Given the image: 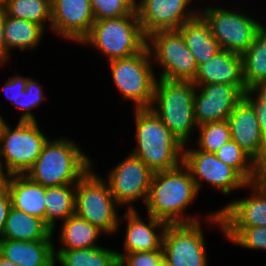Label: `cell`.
Returning a JSON list of instances; mask_svg holds the SVG:
<instances>
[{"instance_id": "9c48e42d", "label": "cell", "mask_w": 266, "mask_h": 266, "mask_svg": "<svg viewBox=\"0 0 266 266\" xmlns=\"http://www.w3.org/2000/svg\"><path fill=\"white\" fill-rule=\"evenodd\" d=\"M148 47L129 57L109 61L113 83L134 109L150 108L157 76Z\"/></svg>"}, {"instance_id": "484cf974", "label": "cell", "mask_w": 266, "mask_h": 266, "mask_svg": "<svg viewBox=\"0 0 266 266\" xmlns=\"http://www.w3.org/2000/svg\"><path fill=\"white\" fill-rule=\"evenodd\" d=\"M76 184L45 187V223L55 232L57 221L64 222L75 213Z\"/></svg>"}, {"instance_id": "f1b7e54d", "label": "cell", "mask_w": 266, "mask_h": 266, "mask_svg": "<svg viewBox=\"0 0 266 266\" xmlns=\"http://www.w3.org/2000/svg\"><path fill=\"white\" fill-rule=\"evenodd\" d=\"M55 265L60 266H113L118 261L117 251L104 247L86 249H54Z\"/></svg>"}, {"instance_id": "4fadbf2b", "label": "cell", "mask_w": 266, "mask_h": 266, "mask_svg": "<svg viewBox=\"0 0 266 266\" xmlns=\"http://www.w3.org/2000/svg\"><path fill=\"white\" fill-rule=\"evenodd\" d=\"M106 182L120 206L135 210L133 202L140 199L146 204L154 172L140 159L129 153L107 173Z\"/></svg>"}, {"instance_id": "ac0fdd59", "label": "cell", "mask_w": 266, "mask_h": 266, "mask_svg": "<svg viewBox=\"0 0 266 266\" xmlns=\"http://www.w3.org/2000/svg\"><path fill=\"white\" fill-rule=\"evenodd\" d=\"M249 197L238 198L217 210L223 227L266 226V175L259 181L248 183Z\"/></svg>"}, {"instance_id": "7c38bea8", "label": "cell", "mask_w": 266, "mask_h": 266, "mask_svg": "<svg viewBox=\"0 0 266 266\" xmlns=\"http://www.w3.org/2000/svg\"><path fill=\"white\" fill-rule=\"evenodd\" d=\"M202 222L168 224L162 250L168 266H207Z\"/></svg>"}, {"instance_id": "6da1fadb", "label": "cell", "mask_w": 266, "mask_h": 266, "mask_svg": "<svg viewBox=\"0 0 266 266\" xmlns=\"http://www.w3.org/2000/svg\"><path fill=\"white\" fill-rule=\"evenodd\" d=\"M198 192L190 171L183 163L171 170L154 172L145 204L147 215L167 224L201 221L198 215L184 213Z\"/></svg>"}, {"instance_id": "ab89813d", "label": "cell", "mask_w": 266, "mask_h": 266, "mask_svg": "<svg viewBox=\"0 0 266 266\" xmlns=\"http://www.w3.org/2000/svg\"><path fill=\"white\" fill-rule=\"evenodd\" d=\"M0 266H19L0 255Z\"/></svg>"}, {"instance_id": "d6a6232c", "label": "cell", "mask_w": 266, "mask_h": 266, "mask_svg": "<svg viewBox=\"0 0 266 266\" xmlns=\"http://www.w3.org/2000/svg\"><path fill=\"white\" fill-rule=\"evenodd\" d=\"M198 150L215 153L222 145L231 140L230 127L227 120L207 123L198 126Z\"/></svg>"}, {"instance_id": "83f0119b", "label": "cell", "mask_w": 266, "mask_h": 266, "mask_svg": "<svg viewBox=\"0 0 266 266\" xmlns=\"http://www.w3.org/2000/svg\"><path fill=\"white\" fill-rule=\"evenodd\" d=\"M45 29L35 22L13 18L5 13L4 37L7 51L14 48L33 50L38 47L44 36Z\"/></svg>"}, {"instance_id": "ee69618b", "label": "cell", "mask_w": 266, "mask_h": 266, "mask_svg": "<svg viewBox=\"0 0 266 266\" xmlns=\"http://www.w3.org/2000/svg\"><path fill=\"white\" fill-rule=\"evenodd\" d=\"M159 266H168V265H167V263L163 260V261L159 264Z\"/></svg>"}, {"instance_id": "1f68e13d", "label": "cell", "mask_w": 266, "mask_h": 266, "mask_svg": "<svg viewBox=\"0 0 266 266\" xmlns=\"http://www.w3.org/2000/svg\"><path fill=\"white\" fill-rule=\"evenodd\" d=\"M4 10L13 18L35 22L44 29L49 24L51 28V0H7Z\"/></svg>"}, {"instance_id": "44dd1931", "label": "cell", "mask_w": 266, "mask_h": 266, "mask_svg": "<svg viewBox=\"0 0 266 266\" xmlns=\"http://www.w3.org/2000/svg\"><path fill=\"white\" fill-rule=\"evenodd\" d=\"M0 181L7 187L13 208L45 222V186L32 181L25 174L8 175Z\"/></svg>"}, {"instance_id": "f35d334b", "label": "cell", "mask_w": 266, "mask_h": 266, "mask_svg": "<svg viewBox=\"0 0 266 266\" xmlns=\"http://www.w3.org/2000/svg\"><path fill=\"white\" fill-rule=\"evenodd\" d=\"M4 24H5V10L0 9V68L2 65H4L7 61H9L8 58H10V54L7 51L5 37H4Z\"/></svg>"}, {"instance_id": "8fae6325", "label": "cell", "mask_w": 266, "mask_h": 266, "mask_svg": "<svg viewBox=\"0 0 266 266\" xmlns=\"http://www.w3.org/2000/svg\"><path fill=\"white\" fill-rule=\"evenodd\" d=\"M199 14L209 24L211 33L221 49L240 55L249 48L255 34L263 26L249 15L223 7H205Z\"/></svg>"}, {"instance_id": "8992f818", "label": "cell", "mask_w": 266, "mask_h": 266, "mask_svg": "<svg viewBox=\"0 0 266 266\" xmlns=\"http://www.w3.org/2000/svg\"><path fill=\"white\" fill-rule=\"evenodd\" d=\"M227 121L231 140L266 171V94L244 96Z\"/></svg>"}, {"instance_id": "2e32d148", "label": "cell", "mask_w": 266, "mask_h": 266, "mask_svg": "<svg viewBox=\"0 0 266 266\" xmlns=\"http://www.w3.org/2000/svg\"><path fill=\"white\" fill-rule=\"evenodd\" d=\"M195 85L194 115L198 126L227 120L234 107L246 96L235 85L222 83Z\"/></svg>"}, {"instance_id": "30bf717a", "label": "cell", "mask_w": 266, "mask_h": 266, "mask_svg": "<svg viewBox=\"0 0 266 266\" xmlns=\"http://www.w3.org/2000/svg\"><path fill=\"white\" fill-rule=\"evenodd\" d=\"M147 47L154 66L163 69L159 78L189 81L195 78L198 65L179 30L151 33L147 36Z\"/></svg>"}, {"instance_id": "7a4b0ae2", "label": "cell", "mask_w": 266, "mask_h": 266, "mask_svg": "<svg viewBox=\"0 0 266 266\" xmlns=\"http://www.w3.org/2000/svg\"><path fill=\"white\" fill-rule=\"evenodd\" d=\"M93 163L92 158L85 155L76 142L60 136L47 140L25 175L45 187L76 184Z\"/></svg>"}, {"instance_id": "e0dca14e", "label": "cell", "mask_w": 266, "mask_h": 266, "mask_svg": "<svg viewBox=\"0 0 266 266\" xmlns=\"http://www.w3.org/2000/svg\"><path fill=\"white\" fill-rule=\"evenodd\" d=\"M94 22L90 0H51L52 34L80 43Z\"/></svg>"}, {"instance_id": "5bb4252c", "label": "cell", "mask_w": 266, "mask_h": 266, "mask_svg": "<svg viewBox=\"0 0 266 266\" xmlns=\"http://www.w3.org/2000/svg\"><path fill=\"white\" fill-rule=\"evenodd\" d=\"M182 163L188 168L198 191L203 182L229 195L234 190L247 188L248 182L231 166L223 163L214 153H206L194 148H183ZM202 182V183H201Z\"/></svg>"}, {"instance_id": "8d00e7d4", "label": "cell", "mask_w": 266, "mask_h": 266, "mask_svg": "<svg viewBox=\"0 0 266 266\" xmlns=\"http://www.w3.org/2000/svg\"><path fill=\"white\" fill-rule=\"evenodd\" d=\"M30 77H23L20 74L13 75L4 84L3 91L6 98L19 109V98L22 90L26 89L27 80Z\"/></svg>"}, {"instance_id": "60d3db41", "label": "cell", "mask_w": 266, "mask_h": 266, "mask_svg": "<svg viewBox=\"0 0 266 266\" xmlns=\"http://www.w3.org/2000/svg\"><path fill=\"white\" fill-rule=\"evenodd\" d=\"M6 121L4 120V118L0 115V133L3 130V127L5 125Z\"/></svg>"}, {"instance_id": "d4e9b609", "label": "cell", "mask_w": 266, "mask_h": 266, "mask_svg": "<svg viewBox=\"0 0 266 266\" xmlns=\"http://www.w3.org/2000/svg\"><path fill=\"white\" fill-rule=\"evenodd\" d=\"M1 239L16 241L53 240V234L44 220L11 207Z\"/></svg>"}, {"instance_id": "74e56055", "label": "cell", "mask_w": 266, "mask_h": 266, "mask_svg": "<svg viewBox=\"0 0 266 266\" xmlns=\"http://www.w3.org/2000/svg\"><path fill=\"white\" fill-rule=\"evenodd\" d=\"M11 207V199L7 187L0 181V239Z\"/></svg>"}, {"instance_id": "d590c367", "label": "cell", "mask_w": 266, "mask_h": 266, "mask_svg": "<svg viewBox=\"0 0 266 266\" xmlns=\"http://www.w3.org/2000/svg\"><path fill=\"white\" fill-rule=\"evenodd\" d=\"M117 256L125 266H159L164 260L163 250L134 253H120L117 251Z\"/></svg>"}, {"instance_id": "ffe728a7", "label": "cell", "mask_w": 266, "mask_h": 266, "mask_svg": "<svg viewBox=\"0 0 266 266\" xmlns=\"http://www.w3.org/2000/svg\"><path fill=\"white\" fill-rule=\"evenodd\" d=\"M123 217L127 222L124 253L162 250L163 235L168 225L166 222L148 215L147 223L141 219L136 209L127 210Z\"/></svg>"}, {"instance_id": "836d02e7", "label": "cell", "mask_w": 266, "mask_h": 266, "mask_svg": "<svg viewBox=\"0 0 266 266\" xmlns=\"http://www.w3.org/2000/svg\"><path fill=\"white\" fill-rule=\"evenodd\" d=\"M95 20L119 18L136 11V0H90Z\"/></svg>"}, {"instance_id": "cb8c5ba5", "label": "cell", "mask_w": 266, "mask_h": 266, "mask_svg": "<svg viewBox=\"0 0 266 266\" xmlns=\"http://www.w3.org/2000/svg\"><path fill=\"white\" fill-rule=\"evenodd\" d=\"M186 45L195 57L197 65L207 62L221 49L220 44L211 33L209 24L199 14L185 22L179 29Z\"/></svg>"}, {"instance_id": "9a60e30c", "label": "cell", "mask_w": 266, "mask_h": 266, "mask_svg": "<svg viewBox=\"0 0 266 266\" xmlns=\"http://www.w3.org/2000/svg\"><path fill=\"white\" fill-rule=\"evenodd\" d=\"M192 0H136V12L146 36L160 30H178L199 15ZM138 2V3H137Z\"/></svg>"}, {"instance_id": "7402d4cb", "label": "cell", "mask_w": 266, "mask_h": 266, "mask_svg": "<svg viewBox=\"0 0 266 266\" xmlns=\"http://www.w3.org/2000/svg\"><path fill=\"white\" fill-rule=\"evenodd\" d=\"M53 241L0 239V255L19 266H56Z\"/></svg>"}, {"instance_id": "ba28073f", "label": "cell", "mask_w": 266, "mask_h": 266, "mask_svg": "<svg viewBox=\"0 0 266 266\" xmlns=\"http://www.w3.org/2000/svg\"><path fill=\"white\" fill-rule=\"evenodd\" d=\"M119 206L105 178L94 172L93 166L76 183L75 214L106 235L111 236L119 229Z\"/></svg>"}, {"instance_id": "d6986e66", "label": "cell", "mask_w": 266, "mask_h": 266, "mask_svg": "<svg viewBox=\"0 0 266 266\" xmlns=\"http://www.w3.org/2000/svg\"><path fill=\"white\" fill-rule=\"evenodd\" d=\"M192 82L194 84L235 85L245 95H250L243 80L242 56L224 49L207 62L197 66V72Z\"/></svg>"}, {"instance_id": "603a6c76", "label": "cell", "mask_w": 266, "mask_h": 266, "mask_svg": "<svg viewBox=\"0 0 266 266\" xmlns=\"http://www.w3.org/2000/svg\"><path fill=\"white\" fill-rule=\"evenodd\" d=\"M241 56L246 90L250 94H266V27L264 25Z\"/></svg>"}, {"instance_id": "277c9868", "label": "cell", "mask_w": 266, "mask_h": 266, "mask_svg": "<svg viewBox=\"0 0 266 266\" xmlns=\"http://www.w3.org/2000/svg\"><path fill=\"white\" fill-rule=\"evenodd\" d=\"M195 91L196 85L192 81L158 78L150 106L184 146L189 144L191 135L198 128L194 115Z\"/></svg>"}, {"instance_id": "7bdbcfd3", "label": "cell", "mask_w": 266, "mask_h": 266, "mask_svg": "<svg viewBox=\"0 0 266 266\" xmlns=\"http://www.w3.org/2000/svg\"><path fill=\"white\" fill-rule=\"evenodd\" d=\"M113 266H125L123 263L118 259V261Z\"/></svg>"}, {"instance_id": "f546056e", "label": "cell", "mask_w": 266, "mask_h": 266, "mask_svg": "<svg viewBox=\"0 0 266 266\" xmlns=\"http://www.w3.org/2000/svg\"><path fill=\"white\" fill-rule=\"evenodd\" d=\"M214 154L248 183L259 181L266 175V171L233 140L222 145Z\"/></svg>"}, {"instance_id": "4316f807", "label": "cell", "mask_w": 266, "mask_h": 266, "mask_svg": "<svg viewBox=\"0 0 266 266\" xmlns=\"http://www.w3.org/2000/svg\"><path fill=\"white\" fill-rule=\"evenodd\" d=\"M60 226V249L79 250L100 247L96 242L103 232L77 214L74 213L61 222Z\"/></svg>"}, {"instance_id": "4dcf8cb0", "label": "cell", "mask_w": 266, "mask_h": 266, "mask_svg": "<svg viewBox=\"0 0 266 266\" xmlns=\"http://www.w3.org/2000/svg\"><path fill=\"white\" fill-rule=\"evenodd\" d=\"M215 224L223 232L224 238L236 246L245 249L266 251V226L262 227H223L220 212L211 211L206 217V222Z\"/></svg>"}, {"instance_id": "52a82bcc", "label": "cell", "mask_w": 266, "mask_h": 266, "mask_svg": "<svg viewBox=\"0 0 266 266\" xmlns=\"http://www.w3.org/2000/svg\"><path fill=\"white\" fill-rule=\"evenodd\" d=\"M48 137L38 122L18 121L16 127L5 123L0 133V179L25 174L40 155Z\"/></svg>"}, {"instance_id": "b9f144b4", "label": "cell", "mask_w": 266, "mask_h": 266, "mask_svg": "<svg viewBox=\"0 0 266 266\" xmlns=\"http://www.w3.org/2000/svg\"><path fill=\"white\" fill-rule=\"evenodd\" d=\"M7 0H0V9H4Z\"/></svg>"}, {"instance_id": "e575fe53", "label": "cell", "mask_w": 266, "mask_h": 266, "mask_svg": "<svg viewBox=\"0 0 266 266\" xmlns=\"http://www.w3.org/2000/svg\"><path fill=\"white\" fill-rule=\"evenodd\" d=\"M45 96L41 85L34 80L29 78L27 80L26 89L22 90L19 98V109L22 110V114L19 117V121H32L36 122V115L32 110L43 102Z\"/></svg>"}, {"instance_id": "5b68a950", "label": "cell", "mask_w": 266, "mask_h": 266, "mask_svg": "<svg viewBox=\"0 0 266 266\" xmlns=\"http://www.w3.org/2000/svg\"><path fill=\"white\" fill-rule=\"evenodd\" d=\"M79 44L95 47L109 62L142 52L147 47V36L135 11L119 18L95 20Z\"/></svg>"}, {"instance_id": "3957f363", "label": "cell", "mask_w": 266, "mask_h": 266, "mask_svg": "<svg viewBox=\"0 0 266 266\" xmlns=\"http://www.w3.org/2000/svg\"><path fill=\"white\" fill-rule=\"evenodd\" d=\"M136 146L131 154L153 172L171 170L183 160L184 145L150 108L134 109Z\"/></svg>"}]
</instances>
